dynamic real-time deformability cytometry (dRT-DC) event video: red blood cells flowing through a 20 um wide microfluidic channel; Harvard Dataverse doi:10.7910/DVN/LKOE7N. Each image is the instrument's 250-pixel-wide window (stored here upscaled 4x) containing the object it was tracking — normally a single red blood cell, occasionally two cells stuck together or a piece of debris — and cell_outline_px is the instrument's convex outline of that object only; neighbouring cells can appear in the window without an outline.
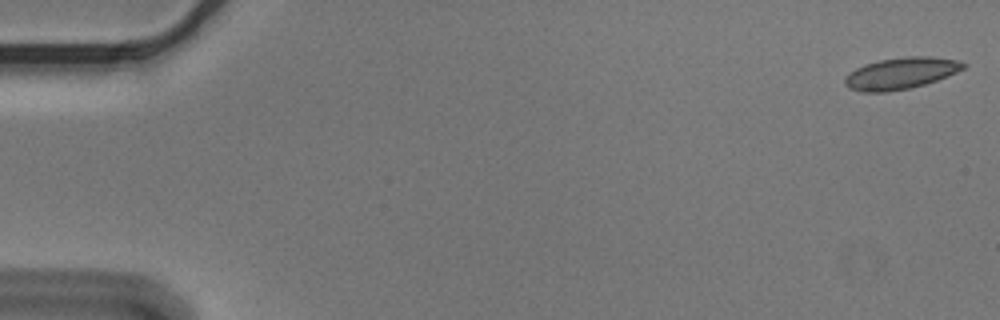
{"species": "Egyptian fruit bat (a non-hibernating species)", "species_latin": "Rousettus aegyptiacus", "temperature_condition": "cold", "stored_images_in_passage": 6, "camera_frame_rate_fps": 3000, "um_per_image_px": 0.085, "animal": {"sex": "male"}, "frame": {"image": 1, "passage_image": 1, "time_ms": 0.0, "image_size_px": [1000, 320], "cell_outline_px": [[968, 64], [964, 68], [948, 76], [924, 84], [908, 88], [888, 92], [860, 92], [848, 88], [844, 84], [844, 80], [848, 72], [864, 64], [880, 60], [908, 56], [932, 56], [956, 60]], "centroid_in_image_um": [76.54, 6.23], "position_along_channel_um": 8.5, "area_um2": 21.85}}
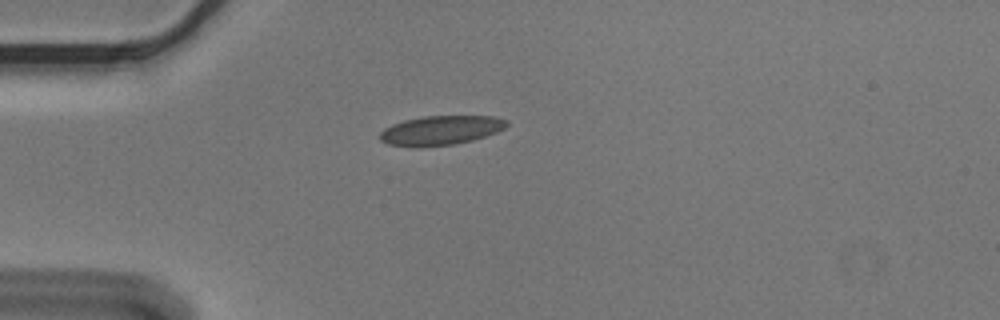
{"frame": {"image": 2, "passage_image": 5, "time_ms": 1.333, "image_size_px": [1000, 320], "cell_outline_px": [[508, 124], [504, 128], [496, 132], [472, 140], [456, 144], [420, 148], [416, 148], [388, 144], [380, 140], [380, 132], [384, 128], [392, 124], [404, 120], [424, 116], [496, 116], [508, 120]], "centroid_in_image_um": [37.44, 11.09], "position_along_channel_um": 47.6, "area_um2": 21.91}}
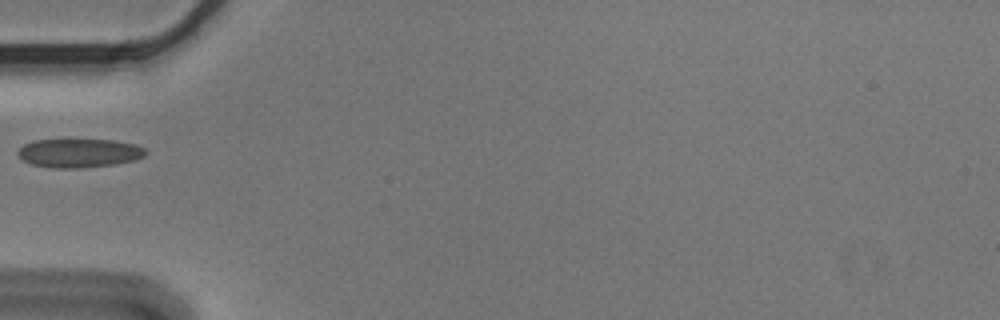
{"frame": {"image": 3, "passage_image": 6, "time_ms": 1.667, "image_size_px": [1000, 320], "cell_outline_px": [[148, 152], [144, 156], [136, 160], [116, 164], [80, 168], [52, 168], [32, 164], [24, 160], [16, 152], [24, 144], [32, 140], [112, 140], [136, 144], [144, 148]], "centroid_in_image_um": [6.75, 13.01], "position_along_channel_um": 78.2, "area_um2": 21.44}}